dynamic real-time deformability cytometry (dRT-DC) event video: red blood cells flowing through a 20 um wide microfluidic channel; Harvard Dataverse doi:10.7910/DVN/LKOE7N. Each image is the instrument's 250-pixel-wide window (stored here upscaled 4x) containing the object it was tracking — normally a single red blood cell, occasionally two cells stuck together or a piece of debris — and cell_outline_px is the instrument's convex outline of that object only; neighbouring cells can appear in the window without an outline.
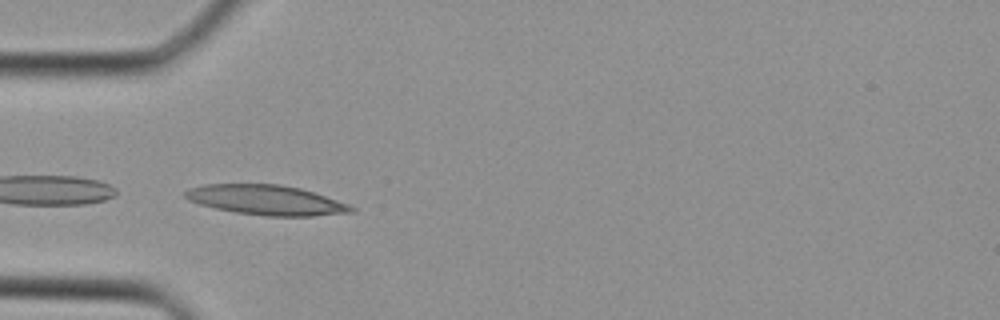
{"species": "Egyptian fruit bat (a non-hibernating species)", "species_latin": "Rousettus aegyptiacus", "temperature_condition": "cold", "stored_images_in_passage": 38, "camera_frame_rate_fps": 3000, "um_per_image_px": 0.085, "animal": {"sex": "female"}, "frame": {"image": 1, "passage_image": 12, "time_ms": 3.667, "image_size_px": [1000, 320], "cell_outline_px": [[356, 212], [312, 216], [268, 216], [236, 212], [216, 208], [200, 204], [188, 200], [184, 196], [184, 192], [188, 188], [204, 184], [280, 184], [300, 188], [348, 204], [356, 208]], "centroid_in_image_um": [22.62, 17.0], "position_along_channel_um": 62.4, "area_um2": 28.78}}
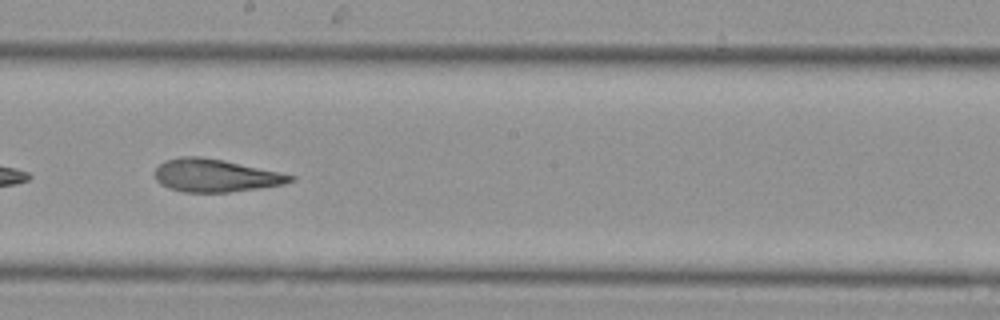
{"frame": {"image": 2, "passage_image": 22, "time_ms": 7.0, "image_size_px": [1000, 320], "cell_outline_px": [[296, 180], [284, 184], [228, 192], [184, 192], [168, 188], [160, 184], [156, 180], [156, 168], [164, 160], [180, 156], [200, 156], [224, 160], [296, 176]], "centroid_in_image_um": [18.28, 14.91], "position_along_channel_um": 229.9, "area_um2": 25.78}}
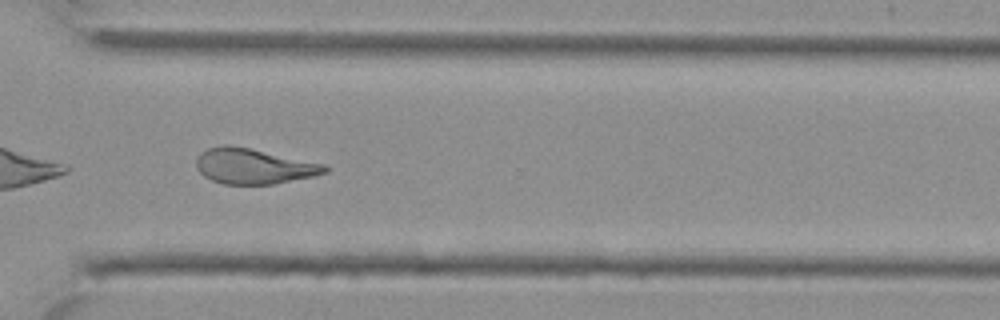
{"frame": {"image": 3, "passage_image": 29, "time_ms": 9.333, "image_size_px": [1000, 320], "cell_outline_px": [[328, 172], [316, 176], [272, 184], [224, 184], [212, 180], [204, 176], [196, 168], [196, 160], [200, 152], [208, 148], [224, 144], [228, 144], [328, 164]], "centroid_in_image_um": [21.59, 14.12], "position_along_channel_um": 349.0, "area_um2": 26.65}}